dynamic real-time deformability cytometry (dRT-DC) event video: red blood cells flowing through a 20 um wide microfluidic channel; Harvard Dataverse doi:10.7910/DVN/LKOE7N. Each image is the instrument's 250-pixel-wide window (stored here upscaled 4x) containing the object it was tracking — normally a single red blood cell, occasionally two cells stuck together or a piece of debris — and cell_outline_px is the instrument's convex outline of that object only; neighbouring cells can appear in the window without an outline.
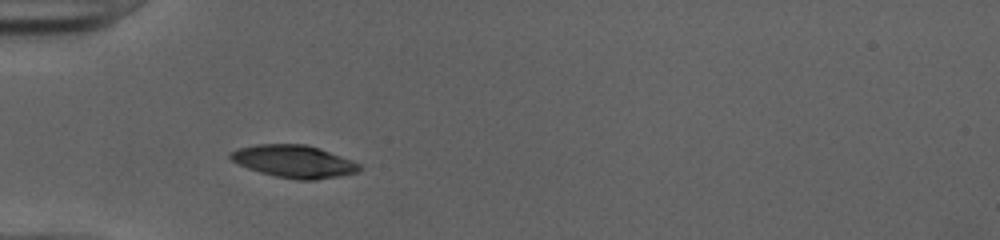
{"species": "human", "species_latin": "Homo sapiens", "temperature_condition": "cold", "stored_images_in_passage": 35, "camera_frame_rate_fps": 3000, "um_per_image_px": 0.085, "donor": {"sex": "female"}, "frame": {"image": 1, "passage_image": 1, "time_ms": 0.0, "image_size_px": [1000, 240], "cell_outline_px": [[360, 172], [316, 180], [300, 180], [276, 176], [260, 172], [248, 168], [232, 160], [228, 156], [232, 152], [240, 148], [256, 144], [304, 144], [320, 148], [352, 160], [360, 164]], "centroid_in_image_um": [25.02, 13.72], "position_along_channel_um": 60.0, "area_um2": 24.22}}
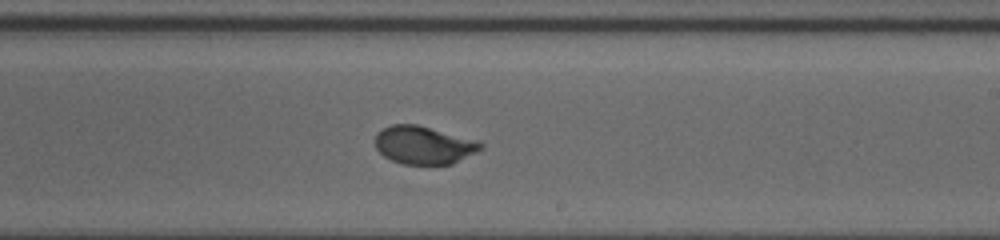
{"frame": {"image": 2, "passage_image": 16, "time_ms": 5.0, "image_size_px": [1000, 240], "cell_outline_px": [[484, 148], [452, 164], [400, 164], [384, 156], [376, 148], [376, 132], [392, 124], [416, 124], [480, 140], [484, 144]], "centroid_in_image_um": [36.06, 12.32], "position_along_channel_um": 252.9, "area_um2": 23.52}}
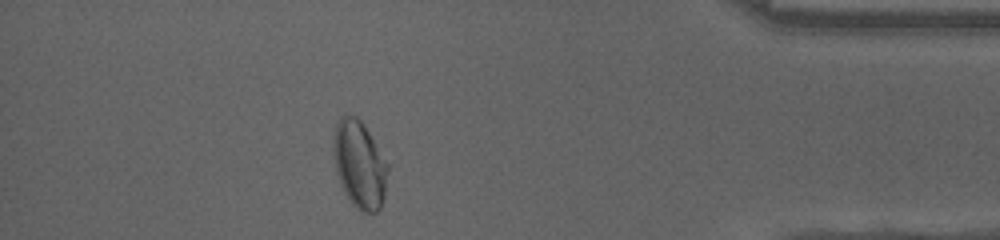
{"frame": {"image": 3, "passage_image": 30, "time_ms": 9.667, "image_size_px": [1000, 240], "cell_outline_px": [[388, 168], [384, 196], [380, 208], [376, 212], [360, 212], [352, 204], [344, 192], [340, 184], [336, 172], [332, 148], [332, 140], [336, 120], [344, 112], [348, 112], [356, 116], [364, 124], [388, 164]], "centroid_in_image_um": [30.51, 13.92], "position_along_channel_um": 404.7, "area_um2": 28.15}, "authors_computed_cell_mechanics": {"area_um2": 24.1026, "velocity_mm_per_s": 4.0073, "shape_relaxation_time_tau1_ms": 4.3143, "shape_relaxation_time_tau2_ms": 0.7935, "deformation_change_tau1": 0.1845, "deformation_change_tau2": 0.0366}}